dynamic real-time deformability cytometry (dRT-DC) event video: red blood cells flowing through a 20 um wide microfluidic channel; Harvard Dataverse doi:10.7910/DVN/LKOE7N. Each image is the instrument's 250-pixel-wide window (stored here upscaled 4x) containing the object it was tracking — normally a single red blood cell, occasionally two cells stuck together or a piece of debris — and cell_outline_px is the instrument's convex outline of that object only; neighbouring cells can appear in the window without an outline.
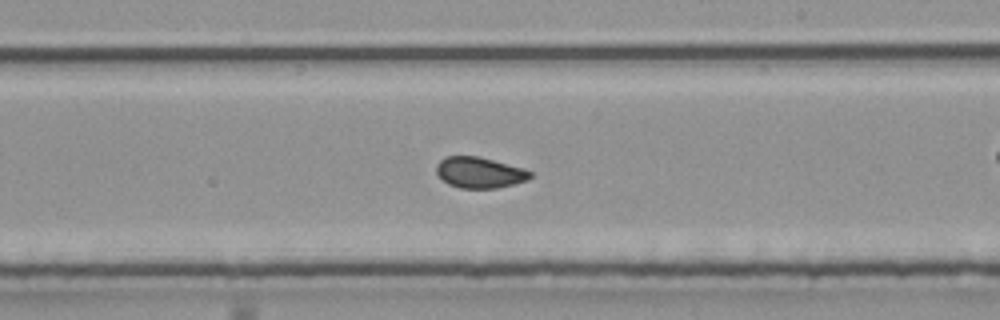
{"species": "common noctule bat (a hibernating species)", "species_latin": "Nyctalus noctula", "temperature_condition": "room temperature", "stored_images_in_passage": 52, "segment_of_instrument_passage": [2, 2], "camera_frame_rate_fps": 3000, "um_per_image_px": 0.085, "animal": {"sex": "male", "body_mass_g": 20.4}, "frame": {"image": 1, "passage_image": 30, "time_ms": 9.667, "image_size_px": [1000, 320], "cell_outline_px": [[532, 176], [528, 180], [496, 188], [460, 188], [448, 184], [436, 172], [436, 164], [444, 156], [476, 156], [524, 168], [532, 172]], "centroid_in_image_um": [40.75, 14.66], "position_along_channel_um": 248.2, "area_um2": 16.82}}